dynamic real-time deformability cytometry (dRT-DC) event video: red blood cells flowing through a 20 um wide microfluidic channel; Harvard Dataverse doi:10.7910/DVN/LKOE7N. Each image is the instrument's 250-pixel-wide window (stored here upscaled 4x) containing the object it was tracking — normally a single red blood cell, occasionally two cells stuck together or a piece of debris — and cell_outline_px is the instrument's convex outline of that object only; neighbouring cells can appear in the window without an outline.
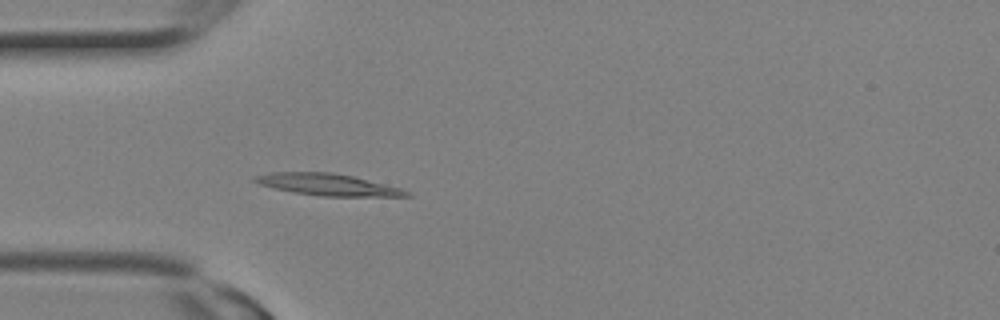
{"species": "Egyptian fruit bat (a non-hibernating species)", "species_latin": "Rousettus aegyptiacus", "temperature_condition": "room temperature", "stored_images_in_passage": 2, "camera_frame_rate_fps": 3000, "um_per_image_px": 0.085, "animal": {"sex": "female"}, "frame": {"image": 1, "passage_image": 2, "time_ms": 0.333, "image_size_px": [1000, 320], "cell_outline_px": [[412, 196], [320, 196], [292, 192], [260, 184], [252, 180], [252, 176], [268, 172], [328, 172], [352, 176], [400, 188], [408, 192]], "centroid_in_image_um": [27.78, 15.68], "position_along_channel_um": 57.2, "area_um2": 18.96}}